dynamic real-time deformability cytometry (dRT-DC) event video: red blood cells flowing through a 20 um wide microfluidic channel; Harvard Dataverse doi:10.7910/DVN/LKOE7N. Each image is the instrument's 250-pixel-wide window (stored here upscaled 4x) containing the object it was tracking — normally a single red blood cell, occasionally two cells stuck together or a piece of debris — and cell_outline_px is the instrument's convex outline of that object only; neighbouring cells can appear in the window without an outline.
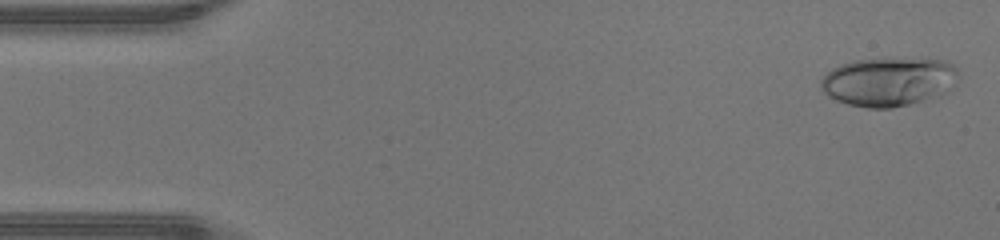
{"species": "human", "species_latin": "Homo sapiens", "temperature_condition": "warm", "stored_images_in_passage": 47, "camera_frame_rate_fps": 3000, "um_per_image_px": 0.085, "donor": {"sex": "male"}, "frame": {"image": 1, "passage_image": 2, "time_ms": 0.333, "image_size_px": [1000, 240], "cell_outline_px": [[956, 72], [944, 92], [940, 96], [892, 108], [868, 108], [848, 104], [836, 100], [828, 96], [824, 92], [820, 84], [820, 80], [832, 68], [840, 64], [856, 60], [948, 60], [956, 68]], "centroid_in_image_um": [75.44, 6.97], "position_along_channel_um": 9.6, "area_um2": 38.03}}
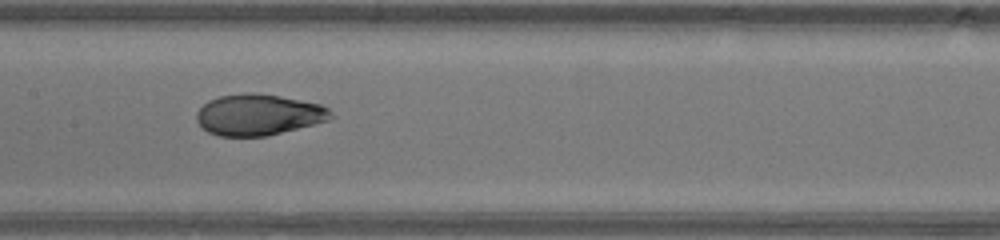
{"frame": {"image": 2, "passage_image": 23, "time_ms": 7.333, "image_size_px": [1000, 240], "cell_outline_px": [[332, 116], [328, 120], [268, 136], [220, 136], [208, 132], [196, 120], [196, 112], [208, 100], [220, 96], [248, 92], [252, 92], [280, 96], [320, 104], [328, 108], [332, 112]], "centroid_in_image_um": [21.95, 9.75], "position_along_channel_um": 185.4, "area_um2": 32.02}}
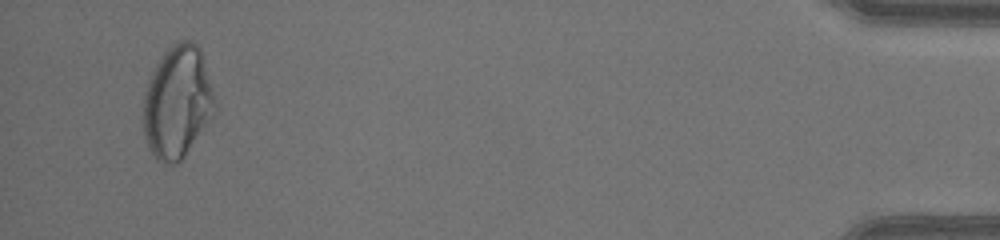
{"frame": {"image": 3, "passage_image": 45, "time_ms": 14.667, "image_size_px": [1000, 240], "cell_outline_px": [[216, 112], [184, 156], [176, 164], [164, 164], [148, 148], [144, 136], [144, 92], [148, 80], [156, 64], [164, 52], [176, 40], [192, 40], [200, 48], [216, 100]], "centroid_in_image_um": [15.09, 8.66], "position_along_channel_um": 420.1, "area_um2": 46.88}, "authors_computed_cell_mechanics": {"area_um2": 34.4488, "velocity_mm_per_s": 4.3892, "shape_relaxation_time_tau1_ms": 10.1203, "shape_relaxation_time_tau2_ms": null, "deformation_change_tau1": 0.3716, "deformation_change_tau2": null}}